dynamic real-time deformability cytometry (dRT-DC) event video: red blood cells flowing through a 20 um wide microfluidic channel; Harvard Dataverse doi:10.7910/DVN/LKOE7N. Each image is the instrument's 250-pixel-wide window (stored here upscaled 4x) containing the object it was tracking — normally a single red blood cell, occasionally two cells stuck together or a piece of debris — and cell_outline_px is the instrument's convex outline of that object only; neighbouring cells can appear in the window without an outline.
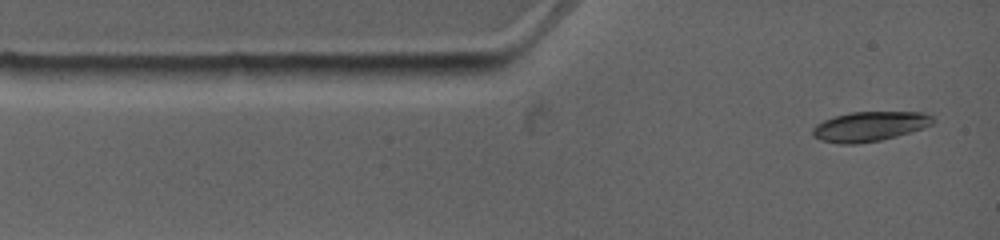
{"species": "common noctule bat (a hibernating species)", "species_latin": "Nyctalus noctula", "temperature_condition": "warm", "stored_images_in_passage": 8, "camera_frame_rate_fps": 4500, "um_per_image_px": 0.085, "animal": {"sex": "female", "body_mass_g": 19.0, "forearm_length_mm": 53.3}, "frame": {"image": 1, "passage_image": 1, "time_ms": 0.0, "image_size_px": [1000, 240], "cell_outline_px": [[936, 120], [932, 124], [896, 136], [880, 140], [852, 144], [840, 144], [820, 140], [812, 132], [812, 128], [816, 124], [824, 120], [836, 116], [852, 112], [924, 112], [932, 116]], "centroid_in_image_um": [73.91, 10.74], "position_along_channel_um": 11.1, "area_um2": 20.52}}
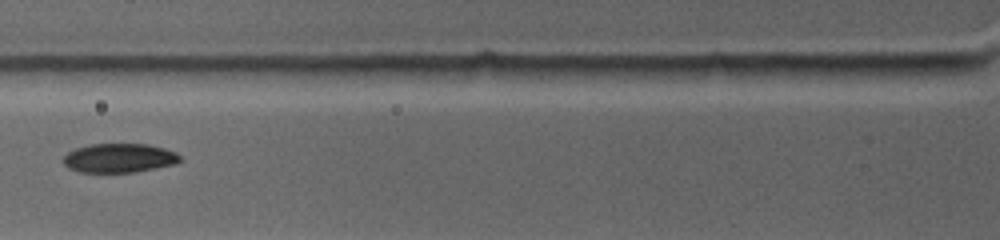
{"frame": {"image": 2, "passage_image": 5, "time_ms": 3.556, "image_size_px": [1000, 240], "cell_outline_px": [[180, 160], [176, 164], [136, 172], [80, 172], [68, 168], [64, 164], [64, 156], [68, 152], [76, 148], [88, 144], [148, 144], [164, 148], [176, 152], [180, 156]], "centroid_in_image_um": [10.14, 13.43], "position_along_channel_um": 115.7, "area_um2": 19.83}}